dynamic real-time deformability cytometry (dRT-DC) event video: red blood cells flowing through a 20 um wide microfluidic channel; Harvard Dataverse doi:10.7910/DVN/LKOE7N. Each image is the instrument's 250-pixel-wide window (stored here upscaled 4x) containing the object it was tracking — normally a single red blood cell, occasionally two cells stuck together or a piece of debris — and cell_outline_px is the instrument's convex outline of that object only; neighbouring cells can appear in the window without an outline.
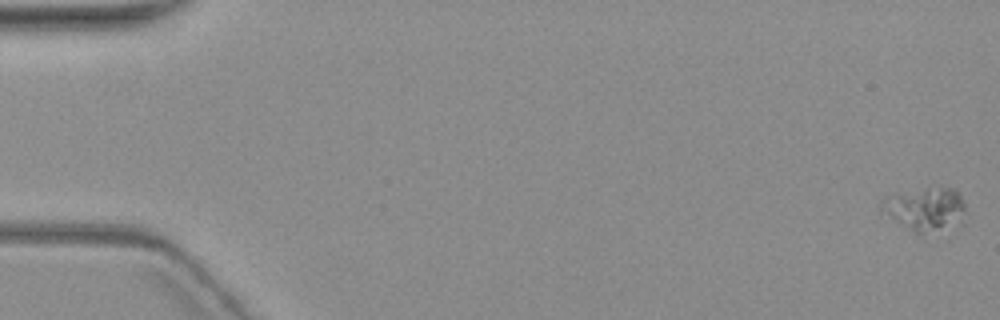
{"species": "common noctule bat (a hibernating species)", "species_latin": "Nyctalus noctula", "temperature_condition": "warm", "stored_images_in_passage": 17, "segment_of_instrument_passage": [1, 2], "camera_frame_rate_fps": 3000, "um_per_image_px": 0.085, "animal": {"sex": "female", "body_mass_g": 19.3, "forearm_length_mm": 54.1}, "frame": {"image": 1, "passage_image": 1, "time_ms": 0.0, "image_size_px": [1000, 320], "cell_outline_px": [[964, 224], [920, 236], [880, 212], [880, 200], [884, 196], [892, 192], [924, 188], [956, 188], [964, 200]], "centroid_in_image_um": [78.62, 17.78], "position_along_channel_um": 6.4, "area_um2": 22.31}}
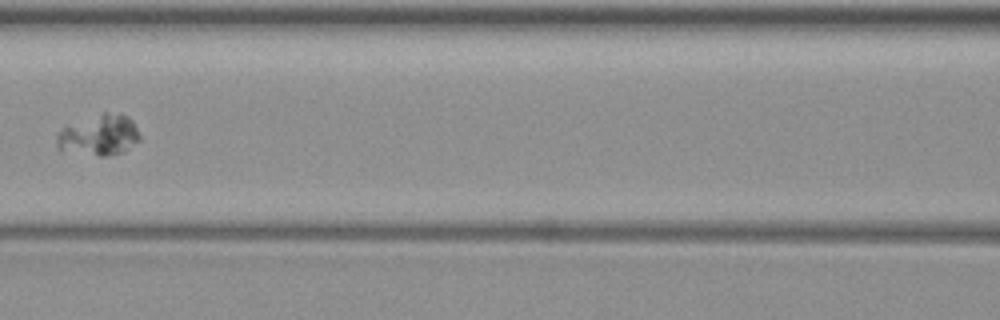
{"frame": {"image": 2, "passage_image": 8, "time_ms": 9.333, "image_size_px": [1000, 320], "cell_outline_px": [[140, 140], [124, 152], [112, 156], [100, 156], [60, 152], [56, 148], [56, 132], [64, 124], [104, 112], [108, 112], [128, 116], [132, 120], [140, 136]], "centroid_in_image_um": [8.33, 11.5], "position_along_channel_um": 158.3, "area_um2": 20.58}}
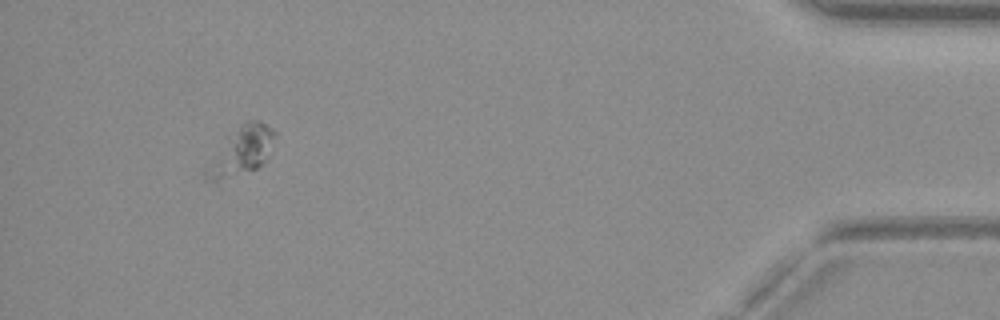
{"frame": {"image": 3, "passage_image": 15, "time_ms": 18.667, "image_size_px": [1000, 320], "cell_outline_px": [[276, 136], [264, 164], [220, 188], [204, 180], [200, 168], [240, 124], [244, 120], [260, 120], [276, 128]], "centroid_in_image_um": [20.39, 13.01], "position_along_channel_um": 414.8, "area_um2": 21.33}}